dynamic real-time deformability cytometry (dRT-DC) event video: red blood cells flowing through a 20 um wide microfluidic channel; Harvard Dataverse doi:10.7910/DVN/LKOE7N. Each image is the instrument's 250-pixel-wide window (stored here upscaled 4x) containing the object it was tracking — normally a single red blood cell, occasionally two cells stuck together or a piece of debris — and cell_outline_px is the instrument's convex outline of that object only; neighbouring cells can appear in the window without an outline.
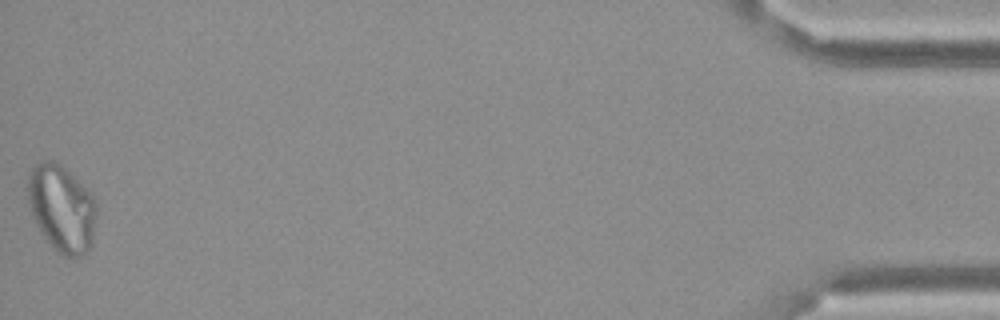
{"species": "Egyptian fruit bat (a non-hibernating species)", "species_latin": "Rousettus aegyptiacus", "temperature_condition": "cold", "stored_images_in_passage": 43, "camera_frame_rate_fps": 3000, "um_per_image_px": 0.085, "frame": {"image": 1, "passage_image": 43, "time_ms": 14.0, "image_size_px": [1000, 320], "cell_outline_px": [[96, 212], [92, 244], [80, 256], [64, 256], [52, 248], [36, 224], [24, 188], [28, 176], [32, 168], [40, 160], [56, 160], [92, 196], [96, 204]], "centroid_in_image_um": [5.19, 17.69], "position_along_channel_um": 430.0, "area_um2": 34.56}, "authors_computed_cell_mechanics": {"area_um2": 26.1256, "velocity_mm_per_s": 3.3986, "shape_relaxation_time_tau1_ms": null, "shape_relaxation_time_tau2_ms": 4.741, "deformation_change_tau1": null, "deformation_change_tau2": 0.0883}}